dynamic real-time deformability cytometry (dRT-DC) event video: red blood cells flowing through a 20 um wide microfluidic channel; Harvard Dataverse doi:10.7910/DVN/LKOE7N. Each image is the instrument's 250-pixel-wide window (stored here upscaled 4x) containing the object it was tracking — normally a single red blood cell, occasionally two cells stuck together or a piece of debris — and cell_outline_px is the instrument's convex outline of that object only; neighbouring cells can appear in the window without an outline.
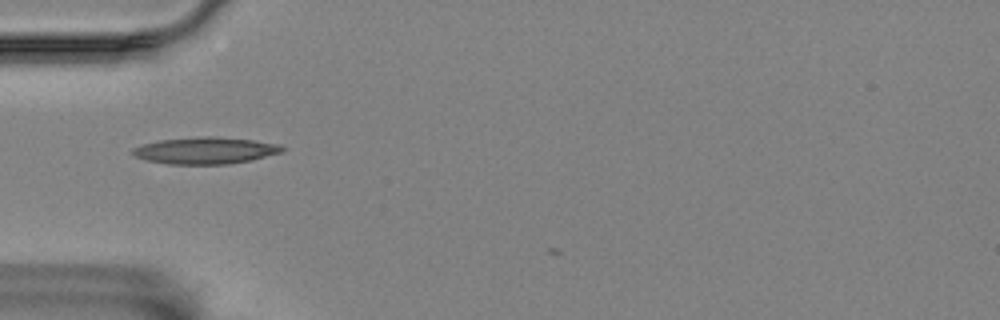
{"species": "Egyptian fruit bat (a non-hibernating species)", "species_latin": "Rousettus aegyptiacus", "temperature_condition": "room temperature", "stored_images_in_passage": 3, "camera_frame_rate_fps": 3000, "um_per_image_px": 0.085, "animal": {"sex": "female"}, "frame": {"image": 1, "passage_image": 1, "time_ms": 0.0, "image_size_px": [1000, 320], "cell_outline_px": [[284, 148], [280, 152], [252, 160], [228, 164], [168, 164], [144, 160], [132, 156], [132, 148], [144, 144], [160, 140], [200, 136], [212, 136], [252, 140], [280, 144]], "centroid_in_image_um": [17.41, 12.8], "position_along_channel_um": 67.6, "area_um2": 23.29}}
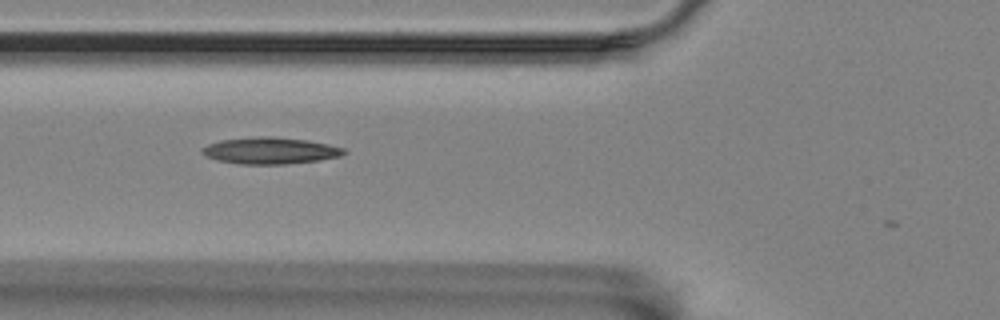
{"frame": {"image": 2, "passage_image": 2, "time_ms": 1.0, "image_size_px": [1000, 320], "cell_outline_px": [[348, 152], [340, 156], [320, 160], [284, 164], [240, 164], [216, 160], [200, 152], [200, 148], [208, 144], [220, 140], [260, 136], [272, 136], [308, 140], [328, 144], [344, 148]], "centroid_in_image_um": [22.96, 12.8], "position_along_channel_um": 102.8, "area_um2": 22.08}}
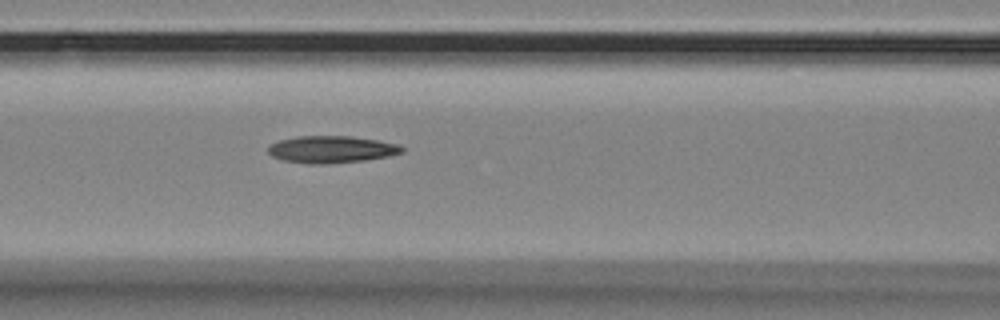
{"frame": {"image": 3, "passage_image": 3, "time_ms": 2.0, "image_size_px": [1000, 320], "cell_outline_px": [[404, 152], [388, 156], [364, 160], [324, 164], [308, 164], [284, 160], [272, 156], [268, 152], [268, 144], [280, 140], [296, 136], [352, 136], [376, 140], [396, 144], [404, 148]], "centroid_in_image_um": [28.14, 12.69], "position_along_channel_um": 138.5, "area_um2": 21.04}}